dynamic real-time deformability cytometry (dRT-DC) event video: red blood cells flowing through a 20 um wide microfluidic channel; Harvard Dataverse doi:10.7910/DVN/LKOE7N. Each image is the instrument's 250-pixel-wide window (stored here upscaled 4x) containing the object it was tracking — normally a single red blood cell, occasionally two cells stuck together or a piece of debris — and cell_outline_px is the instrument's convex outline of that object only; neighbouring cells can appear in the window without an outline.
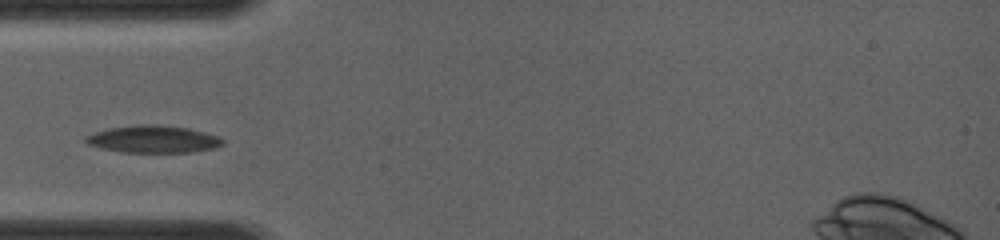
{"species": "common noctule bat (a hibernating species)", "species_latin": "Nyctalus noctula", "temperature_condition": "room temperature", "stored_images_in_passage": 4, "camera_frame_rate_fps": 4000, "um_per_image_px": 0.085, "animal": {"sex": "female", "body_mass_g": 19.0, "forearm_length_mm": 56.7}, "frame": {"image": 1, "passage_image": 1, "time_ms": 0.0, "image_size_px": [1000, 240], "cell_outline_px": [[224, 144], [216, 148], [192, 152], [120, 152], [88, 144], [84, 140], [84, 136], [108, 128], [136, 124], [160, 124], [188, 128], [220, 136], [224, 140]], "centroid_in_image_um": [13.06, 11.82], "position_along_channel_um": 71.9, "area_um2": 21.96}}
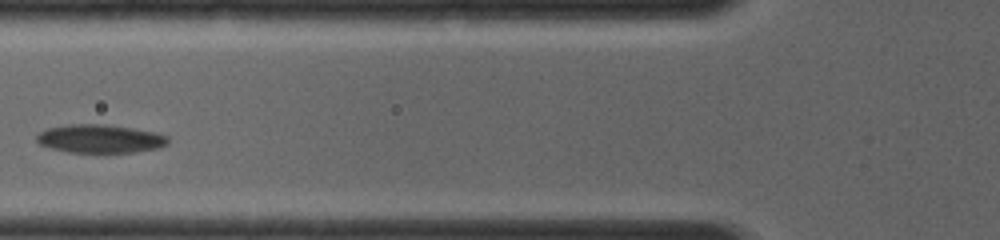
{"frame": {"image": 2, "passage_image": 3, "time_ms": 1.0, "image_size_px": [1000, 240], "cell_outline_px": [[168, 144], [156, 148], [132, 152], [68, 152], [52, 148], [40, 144], [36, 140], [36, 136], [40, 132], [48, 128], [68, 124], [108, 124], [156, 132], [168, 136]], "centroid_in_image_um": [8.51, 11.78], "position_along_channel_um": 117.3, "area_um2": 21.62}}